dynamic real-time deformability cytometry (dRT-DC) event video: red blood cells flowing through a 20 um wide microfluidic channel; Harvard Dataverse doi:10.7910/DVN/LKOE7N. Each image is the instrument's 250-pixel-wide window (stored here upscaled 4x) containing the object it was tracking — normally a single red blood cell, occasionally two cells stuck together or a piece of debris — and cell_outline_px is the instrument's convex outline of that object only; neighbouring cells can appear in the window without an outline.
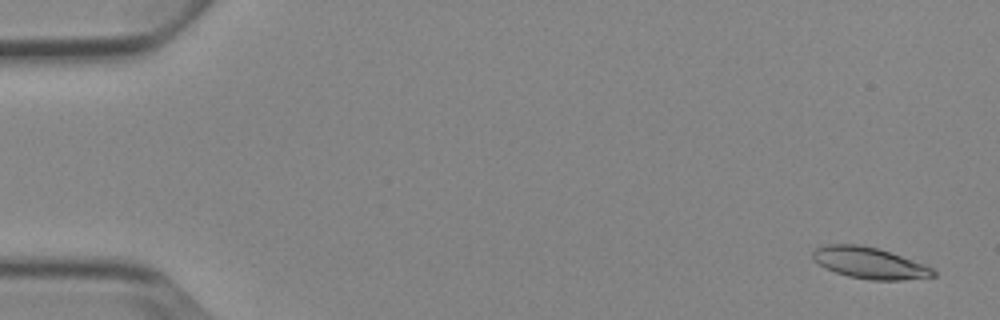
{"species": "Egyptian fruit bat (a non-hibernating species)", "species_latin": "Rousettus aegyptiacus", "temperature_condition": "cold", "stored_images_in_passage": 4, "camera_frame_rate_fps": 3000, "um_per_image_px": 0.085, "animal": {"sex": "female"}, "frame": {"image": 1, "passage_image": 1, "time_ms": 0.0, "image_size_px": [1000, 320], "cell_outline_px": [[936, 276], [904, 280], [872, 280], [848, 276], [824, 268], [812, 256], [812, 252], [816, 248], [824, 244], [860, 244], [876, 248], [924, 264], [932, 268], [936, 272]], "centroid_in_image_um": [73.9, 22.35], "position_along_channel_um": 11.1, "area_um2": 21.79}}
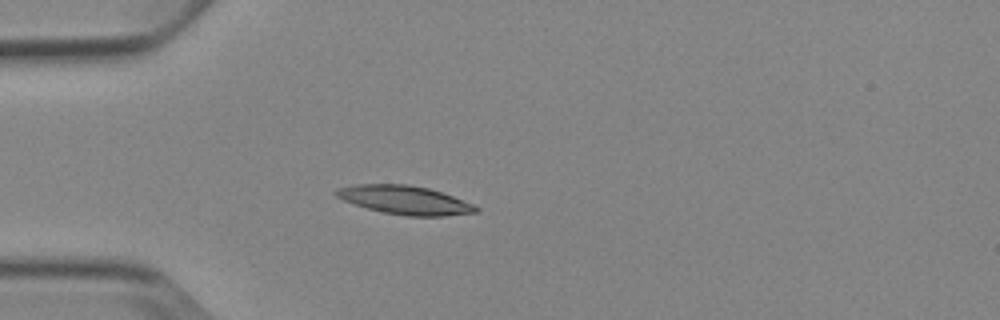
{"frame": {"image": 2, "passage_image": 4, "time_ms": 4.333, "image_size_px": [1000, 320], "cell_outline_px": [[480, 208], [476, 212], [444, 216], [408, 216], [384, 212], [368, 208], [344, 200], [336, 196], [332, 192], [336, 188], [356, 184], [408, 184], [428, 188], [452, 196], [472, 204]], "centroid_in_image_um": [34.38, 16.99], "position_along_channel_um": 50.6, "area_um2": 23.06}}